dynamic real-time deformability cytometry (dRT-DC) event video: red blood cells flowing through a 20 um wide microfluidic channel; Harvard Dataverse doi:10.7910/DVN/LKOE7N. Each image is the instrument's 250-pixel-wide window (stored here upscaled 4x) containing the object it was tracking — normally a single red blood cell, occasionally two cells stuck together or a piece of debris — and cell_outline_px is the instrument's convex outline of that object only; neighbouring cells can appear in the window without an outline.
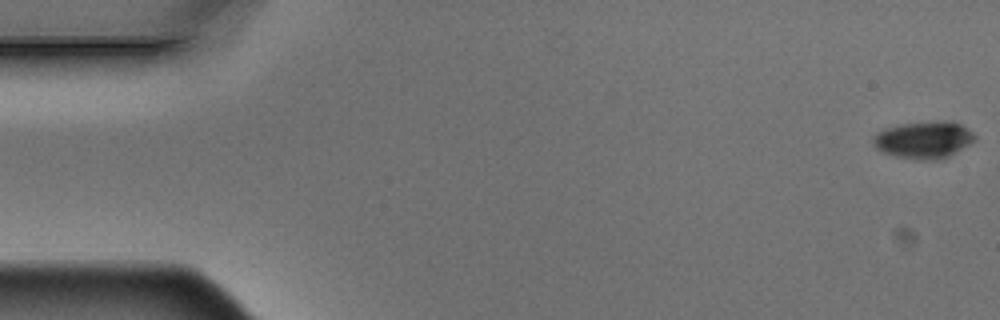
{"species": "Egyptian fruit bat (a non-hibernating species)", "species_latin": "Rousettus aegyptiacus", "temperature_condition": "warm", "stored_images_in_passage": 6, "camera_frame_rate_fps": 3000, "um_per_image_px": 0.085, "animal": {"sex": "male"}, "frame": {"image": 1, "passage_image": 1, "time_ms": 0.0, "image_size_px": [1000, 320], "cell_outline_px": [[976, 140], [948, 156], [936, 160], [916, 160], [896, 156], [884, 152], [876, 148], [872, 140], [876, 132], [884, 128], [900, 124], [944, 120], [952, 120], [968, 128], [976, 136]], "centroid_in_image_um": [78.52, 11.87], "position_along_channel_um": 6.5, "area_um2": 22.08}}
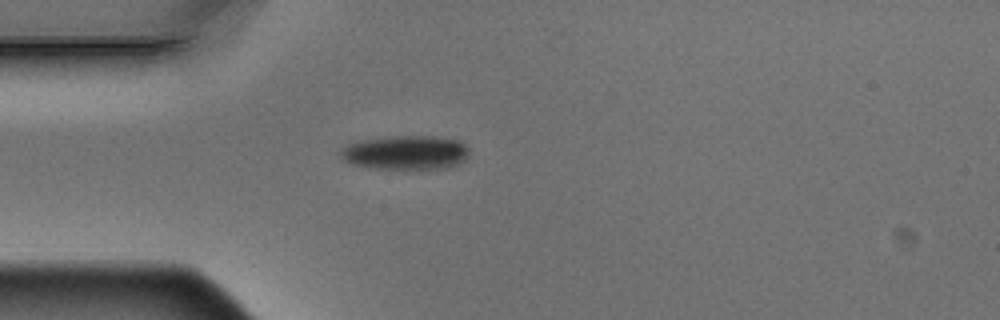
{"frame": {"image": 2, "passage_image": 5, "time_ms": 1.333, "image_size_px": [1000, 320], "cell_outline_px": [[468, 156], [460, 164], [448, 168], [376, 168], [352, 164], [340, 160], [336, 152], [348, 144], [360, 140], [392, 136], [432, 136], [460, 140], [468, 148]], "centroid_in_image_um": [34.44, 12.96], "position_along_channel_um": 50.6, "area_um2": 25.78}}